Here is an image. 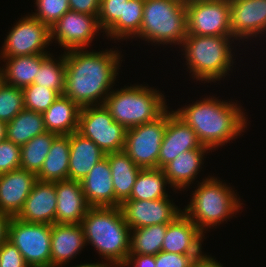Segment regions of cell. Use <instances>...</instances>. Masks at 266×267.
<instances>
[{
  "label": "cell",
  "instance_id": "obj_1",
  "mask_svg": "<svg viewBox=\"0 0 266 267\" xmlns=\"http://www.w3.org/2000/svg\"><path fill=\"white\" fill-rule=\"evenodd\" d=\"M84 50L73 49L65 52L63 95L73 100L80 108L104 104L122 63L120 52L114 48L101 52Z\"/></svg>",
  "mask_w": 266,
  "mask_h": 267
},
{
  "label": "cell",
  "instance_id": "obj_2",
  "mask_svg": "<svg viewBox=\"0 0 266 267\" xmlns=\"http://www.w3.org/2000/svg\"><path fill=\"white\" fill-rule=\"evenodd\" d=\"M215 96L203 98L174 113L190 126L203 146L211 150L236 139L247 128L246 114L235 102L221 101Z\"/></svg>",
  "mask_w": 266,
  "mask_h": 267
},
{
  "label": "cell",
  "instance_id": "obj_3",
  "mask_svg": "<svg viewBox=\"0 0 266 267\" xmlns=\"http://www.w3.org/2000/svg\"><path fill=\"white\" fill-rule=\"evenodd\" d=\"M81 226L86 245L91 243L106 261L124 266L130 252L131 228L120 207H90Z\"/></svg>",
  "mask_w": 266,
  "mask_h": 267
},
{
  "label": "cell",
  "instance_id": "obj_4",
  "mask_svg": "<svg viewBox=\"0 0 266 267\" xmlns=\"http://www.w3.org/2000/svg\"><path fill=\"white\" fill-rule=\"evenodd\" d=\"M232 38V39H231ZM232 36L187 35L181 44L186 65L197 81L216 82L233 68ZM231 42V43H230Z\"/></svg>",
  "mask_w": 266,
  "mask_h": 267
},
{
  "label": "cell",
  "instance_id": "obj_5",
  "mask_svg": "<svg viewBox=\"0 0 266 267\" xmlns=\"http://www.w3.org/2000/svg\"><path fill=\"white\" fill-rule=\"evenodd\" d=\"M198 184L183 213L204 234L208 227L227 222V219L241 210L243 203H240V198H237L233 188L214 176L207 177Z\"/></svg>",
  "mask_w": 266,
  "mask_h": 267
},
{
  "label": "cell",
  "instance_id": "obj_6",
  "mask_svg": "<svg viewBox=\"0 0 266 267\" xmlns=\"http://www.w3.org/2000/svg\"><path fill=\"white\" fill-rule=\"evenodd\" d=\"M164 98L152 87L132 85L111 90L103 105L114 121L130 129L158 118L168 108Z\"/></svg>",
  "mask_w": 266,
  "mask_h": 267
},
{
  "label": "cell",
  "instance_id": "obj_7",
  "mask_svg": "<svg viewBox=\"0 0 266 267\" xmlns=\"http://www.w3.org/2000/svg\"><path fill=\"white\" fill-rule=\"evenodd\" d=\"M187 35L186 0H144L142 24L136 38L181 47Z\"/></svg>",
  "mask_w": 266,
  "mask_h": 267
},
{
  "label": "cell",
  "instance_id": "obj_8",
  "mask_svg": "<svg viewBox=\"0 0 266 267\" xmlns=\"http://www.w3.org/2000/svg\"><path fill=\"white\" fill-rule=\"evenodd\" d=\"M77 132L91 139L105 154L124 150L127 129L114 121L103 104L81 108Z\"/></svg>",
  "mask_w": 266,
  "mask_h": 267
},
{
  "label": "cell",
  "instance_id": "obj_9",
  "mask_svg": "<svg viewBox=\"0 0 266 267\" xmlns=\"http://www.w3.org/2000/svg\"><path fill=\"white\" fill-rule=\"evenodd\" d=\"M7 240L21 252L29 267H51V225L11 217Z\"/></svg>",
  "mask_w": 266,
  "mask_h": 267
},
{
  "label": "cell",
  "instance_id": "obj_10",
  "mask_svg": "<svg viewBox=\"0 0 266 267\" xmlns=\"http://www.w3.org/2000/svg\"><path fill=\"white\" fill-rule=\"evenodd\" d=\"M168 108L155 120L127 129L124 152L141 169L158 168Z\"/></svg>",
  "mask_w": 266,
  "mask_h": 267
},
{
  "label": "cell",
  "instance_id": "obj_11",
  "mask_svg": "<svg viewBox=\"0 0 266 267\" xmlns=\"http://www.w3.org/2000/svg\"><path fill=\"white\" fill-rule=\"evenodd\" d=\"M189 35L232 36L230 0H186Z\"/></svg>",
  "mask_w": 266,
  "mask_h": 267
},
{
  "label": "cell",
  "instance_id": "obj_12",
  "mask_svg": "<svg viewBox=\"0 0 266 267\" xmlns=\"http://www.w3.org/2000/svg\"><path fill=\"white\" fill-rule=\"evenodd\" d=\"M5 38L1 58L48 54L51 43L50 27L31 14L21 17Z\"/></svg>",
  "mask_w": 266,
  "mask_h": 267
},
{
  "label": "cell",
  "instance_id": "obj_13",
  "mask_svg": "<svg viewBox=\"0 0 266 267\" xmlns=\"http://www.w3.org/2000/svg\"><path fill=\"white\" fill-rule=\"evenodd\" d=\"M98 16L66 12L51 28L52 39L66 50L85 49L101 30Z\"/></svg>",
  "mask_w": 266,
  "mask_h": 267
},
{
  "label": "cell",
  "instance_id": "obj_14",
  "mask_svg": "<svg viewBox=\"0 0 266 267\" xmlns=\"http://www.w3.org/2000/svg\"><path fill=\"white\" fill-rule=\"evenodd\" d=\"M120 208L131 230L155 224H169L183 212L168 197L155 200L128 199Z\"/></svg>",
  "mask_w": 266,
  "mask_h": 267
},
{
  "label": "cell",
  "instance_id": "obj_15",
  "mask_svg": "<svg viewBox=\"0 0 266 267\" xmlns=\"http://www.w3.org/2000/svg\"><path fill=\"white\" fill-rule=\"evenodd\" d=\"M192 149H209L203 146L197 138L196 132L188 126L174 111H167V123L164 132L158 168L163 169L180 153Z\"/></svg>",
  "mask_w": 266,
  "mask_h": 267
},
{
  "label": "cell",
  "instance_id": "obj_16",
  "mask_svg": "<svg viewBox=\"0 0 266 267\" xmlns=\"http://www.w3.org/2000/svg\"><path fill=\"white\" fill-rule=\"evenodd\" d=\"M230 28L236 41L266 33V0H230Z\"/></svg>",
  "mask_w": 266,
  "mask_h": 267
},
{
  "label": "cell",
  "instance_id": "obj_17",
  "mask_svg": "<svg viewBox=\"0 0 266 267\" xmlns=\"http://www.w3.org/2000/svg\"><path fill=\"white\" fill-rule=\"evenodd\" d=\"M37 181L34 172L21 168L0 175V211L16 217Z\"/></svg>",
  "mask_w": 266,
  "mask_h": 267
},
{
  "label": "cell",
  "instance_id": "obj_18",
  "mask_svg": "<svg viewBox=\"0 0 266 267\" xmlns=\"http://www.w3.org/2000/svg\"><path fill=\"white\" fill-rule=\"evenodd\" d=\"M56 224H81L91 207L80 181H56Z\"/></svg>",
  "mask_w": 266,
  "mask_h": 267
},
{
  "label": "cell",
  "instance_id": "obj_19",
  "mask_svg": "<svg viewBox=\"0 0 266 267\" xmlns=\"http://www.w3.org/2000/svg\"><path fill=\"white\" fill-rule=\"evenodd\" d=\"M56 182L37 181L16 218L29 223H55Z\"/></svg>",
  "mask_w": 266,
  "mask_h": 267
},
{
  "label": "cell",
  "instance_id": "obj_20",
  "mask_svg": "<svg viewBox=\"0 0 266 267\" xmlns=\"http://www.w3.org/2000/svg\"><path fill=\"white\" fill-rule=\"evenodd\" d=\"M204 234L183 212L167 226L162 250L177 254H203Z\"/></svg>",
  "mask_w": 266,
  "mask_h": 267
},
{
  "label": "cell",
  "instance_id": "obj_21",
  "mask_svg": "<svg viewBox=\"0 0 266 267\" xmlns=\"http://www.w3.org/2000/svg\"><path fill=\"white\" fill-rule=\"evenodd\" d=\"M81 224L51 225V267H63L85 248Z\"/></svg>",
  "mask_w": 266,
  "mask_h": 267
},
{
  "label": "cell",
  "instance_id": "obj_22",
  "mask_svg": "<svg viewBox=\"0 0 266 267\" xmlns=\"http://www.w3.org/2000/svg\"><path fill=\"white\" fill-rule=\"evenodd\" d=\"M80 183L91 207H115V192L107 157L100 160Z\"/></svg>",
  "mask_w": 266,
  "mask_h": 267
},
{
  "label": "cell",
  "instance_id": "obj_23",
  "mask_svg": "<svg viewBox=\"0 0 266 267\" xmlns=\"http://www.w3.org/2000/svg\"><path fill=\"white\" fill-rule=\"evenodd\" d=\"M106 154L91 140L80 133L70 134L68 180L81 181Z\"/></svg>",
  "mask_w": 266,
  "mask_h": 267
},
{
  "label": "cell",
  "instance_id": "obj_24",
  "mask_svg": "<svg viewBox=\"0 0 266 267\" xmlns=\"http://www.w3.org/2000/svg\"><path fill=\"white\" fill-rule=\"evenodd\" d=\"M210 149H192L180 153L174 160L168 163L163 171L167 177L168 183L175 190L187 189L197 178L199 169H202L205 153ZM207 151V152H206ZM201 167V168H200ZM196 177V178H195Z\"/></svg>",
  "mask_w": 266,
  "mask_h": 267
},
{
  "label": "cell",
  "instance_id": "obj_25",
  "mask_svg": "<svg viewBox=\"0 0 266 267\" xmlns=\"http://www.w3.org/2000/svg\"><path fill=\"white\" fill-rule=\"evenodd\" d=\"M80 110L81 108L69 97L59 95L42 113L46 130L57 135H70L76 132Z\"/></svg>",
  "mask_w": 266,
  "mask_h": 267
},
{
  "label": "cell",
  "instance_id": "obj_26",
  "mask_svg": "<svg viewBox=\"0 0 266 267\" xmlns=\"http://www.w3.org/2000/svg\"><path fill=\"white\" fill-rule=\"evenodd\" d=\"M115 192V207L130 199V193L141 168L124 152L107 153Z\"/></svg>",
  "mask_w": 266,
  "mask_h": 267
},
{
  "label": "cell",
  "instance_id": "obj_27",
  "mask_svg": "<svg viewBox=\"0 0 266 267\" xmlns=\"http://www.w3.org/2000/svg\"><path fill=\"white\" fill-rule=\"evenodd\" d=\"M70 135H58L51 144L40 171L38 181L56 182L68 180Z\"/></svg>",
  "mask_w": 266,
  "mask_h": 267
},
{
  "label": "cell",
  "instance_id": "obj_28",
  "mask_svg": "<svg viewBox=\"0 0 266 267\" xmlns=\"http://www.w3.org/2000/svg\"><path fill=\"white\" fill-rule=\"evenodd\" d=\"M49 55L50 53L1 58L6 60L3 68L4 83L20 89L33 84L41 63Z\"/></svg>",
  "mask_w": 266,
  "mask_h": 267
},
{
  "label": "cell",
  "instance_id": "obj_29",
  "mask_svg": "<svg viewBox=\"0 0 266 267\" xmlns=\"http://www.w3.org/2000/svg\"><path fill=\"white\" fill-rule=\"evenodd\" d=\"M47 132L42 113L23 109L6 123V139L22 146L33 137Z\"/></svg>",
  "mask_w": 266,
  "mask_h": 267
},
{
  "label": "cell",
  "instance_id": "obj_30",
  "mask_svg": "<svg viewBox=\"0 0 266 267\" xmlns=\"http://www.w3.org/2000/svg\"><path fill=\"white\" fill-rule=\"evenodd\" d=\"M166 184L169 183L163 169H140L132 187L130 199L155 200L169 197L165 191Z\"/></svg>",
  "mask_w": 266,
  "mask_h": 267
},
{
  "label": "cell",
  "instance_id": "obj_31",
  "mask_svg": "<svg viewBox=\"0 0 266 267\" xmlns=\"http://www.w3.org/2000/svg\"><path fill=\"white\" fill-rule=\"evenodd\" d=\"M167 226L155 224L132 229L129 254L157 255L162 250Z\"/></svg>",
  "mask_w": 266,
  "mask_h": 267
},
{
  "label": "cell",
  "instance_id": "obj_32",
  "mask_svg": "<svg viewBox=\"0 0 266 267\" xmlns=\"http://www.w3.org/2000/svg\"><path fill=\"white\" fill-rule=\"evenodd\" d=\"M57 136V134L47 131L20 146V168L37 174Z\"/></svg>",
  "mask_w": 266,
  "mask_h": 267
},
{
  "label": "cell",
  "instance_id": "obj_33",
  "mask_svg": "<svg viewBox=\"0 0 266 267\" xmlns=\"http://www.w3.org/2000/svg\"><path fill=\"white\" fill-rule=\"evenodd\" d=\"M129 0H101L98 14L100 32L114 41L124 39V9Z\"/></svg>",
  "mask_w": 266,
  "mask_h": 267
},
{
  "label": "cell",
  "instance_id": "obj_34",
  "mask_svg": "<svg viewBox=\"0 0 266 267\" xmlns=\"http://www.w3.org/2000/svg\"><path fill=\"white\" fill-rule=\"evenodd\" d=\"M57 59L50 54L42 63L33 84L53 89L63 95L65 84V52Z\"/></svg>",
  "mask_w": 266,
  "mask_h": 267
},
{
  "label": "cell",
  "instance_id": "obj_35",
  "mask_svg": "<svg viewBox=\"0 0 266 267\" xmlns=\"http://www.w3.org/2000/svg\"><path fill=\"white\" fill-rule=\"evenodd\" d=\"M23 109L22 89L3 83L0 86V121L10 122Z\"/></svg>",
  "mask_w": 266,
  "mask_h": 267
},
{
  "label": "cell",
  "instance_id": "obj_36",
  "mask_svg": "<svg viewBox=\"0 0 266 267\" xmlns=\"http://www.w3.org/2000/svg\"><path fill=\"white\" fill-rule=\"evenodd\" d=\"M25 109L38 113L45 112L59 94L53 89L31 84L22 89Z\"/></svg>",
  "mask_w": 266,
  "mask_h": 267
},
{
  "label": "cell",
  "instance_id": "obj_37",
  "mask_svg": "<svg viewBox=\"0 0 266 267\" xmlns=\"http://www.w3.org/2000/svg\"><path fill=\"white\" fill-rule=\"evenodd\" d=\"M37 13L31 14L50 28L68 11L69 0H36Z\"/></svg>",
  "mask_w": 266,
  "mask_h": 267
},
{
  "label": "cell",
  "instance_id": "obj_38",
  "mask_svg": "<svg viewBox=\"0 0 266 267\" xmlns=\"http://www.w3.org/2000/svg\"><path fill=\"white\" fill-rule=\"evenodd\" d=\"M144 0H129L124 9V40L135 38L140 32L143 19ZM134 36V38H133Z\"/></svg>",
  "mask_w": 266,
  "mask_h": 267
},
{
  "label": "cell",
  "instance_id": "obj_39",
  "mask_svg": "<svg viewBox=\"0 0 266 267\" xmlns=\"http://www.w3.org/2000/svg\"><path fill=\"white\" fill-rule=\"evenodd\" d=\"M20 146L5 139L0 142V175L20 168Z\"/></svg>",
  "mask_w": 266,
  "mask_h": 267
},
{
  "label": "cell",
  "instance_id": "obj_40",
  "mask_svg": "<svg viewBox=\"0 0 266 267\" xmlns=\"http://www.w3.org/2000/svg\"><path fill=\"white\" fill-rule=\"evenodd\" d=\"M202 254H177L160 251L155 255L156 267H191Z\"/></svg>",
  "mask_w": 266,
  "mask_h": 267
},
{
  "label": "cell",
  "instance_id": "obj_41",
  "mask_svg": "<svg viewBox=\"0 0 266 267\" xmlns=\"http://www.w3.org/2000/svg\"><path fill=\"white\" fill-rule=\"evenodd\" d=\"M0 267H29L21 252L10 241L0 245Z\"/></svg>",
  "mask_w": 266,
  "mask_h": 267
},
{
  "label": "cell",
  "instance_id": "obj_42",
  "mask_svg": "<svg viewBox=\"0 0 266 267\" xmlns=\"http://www.w3.org/2000/svg\"><path fill=\"white\" fill-rule=\"evenodd\" d=\"M101 0H69L71 11L98 16Z\"/></svg>",
  "mask_w": 266,
  "mask_h": 267
},
{
  "label": "cell",
  "instance_id": "obj_43",
  "mask_svg": "<svg viewBox=\"0 0 266 267\" xmlns=\"http://www.w3.org/2000/svg\"><path fill=\"white\" fill-rule=\"evenodd\" d=\"M131 264H134L132 267H156L155 256L129 254L128 259L123 267H129Z\"/></svg>",
  "mask_w": 266,
  "mask_h": 267
},
{
  "label": "cell",
  "instance_id": "obj_44",
  "mask_svg": "<svg viewBox=\"0 0 266 267\" xmlns=\"http://www.w3.org/2000/svg\"><path fill=\"white\" fill-rule=\"evenodd\" d=\"M191 267H223V265L218 263L217 260L215 261V259L211 256L203 253L200 257L193 261Z\"/></svg>",
  "mask_w": 266,
  "mask_h": 267
},
{
  "label": "cell",
  "instance_id": "obj_45",
  "mask_svg": "<svg viewBox=\"0 0 266 267\" xmlns=\"http://www.w3.org/2000/svg\"><path fill=\"white\" fill-rule=\"evenodd\" d=\"M10 219L9 215L0 211V245L7 240Z\"/></svg>",
  "mask_w": 266,
  "mask_h": 267
},
{
  "label": "cell",
  "instance_id": "obj_46",
  "mask_svg": "<svg viewBox=\"0 0 266 267\" xmlns=\"http://www.w3.org/2000/svg\"><path fill=\"white\" fill-rule=\"evenodd\" d=\"M72 267H120V266L114 262L108 261V263L107 262L106 263L105 262H103V263H88V264L86 263V264L76 265V266H72Z\"/></svg>",
  "mask_w": 266,
  "mask_h": 267
},
{
  "label": "cell",
  "instance_id": "obj_47",
  "mask_svg": "<svg viewBox=\"0 0 266 267\" xmlns=\"http://www.w3.org/2000/svg\"><path fill=\"white\" fill-rule=\"evenodd\" d=\"M6 139V122L0 121V142Z\"/></svg>",
  "mask_w": 266,
  "mask_h": 267
},
{
  "label": "cell",
  "instance_id": "obj_48",
  "mask_svg": "<svg viewBox=\"0 0 266 267\" xmlns=\"http://www.w3.org/2000/svg\"><path fill=\"white\" fill-rule=\"evenodd\" d=\"M4 83L3 67H0V86Z\"/></svg>",
  "mask_w": 266,
  "mask_h": 267
}]
</instances>
